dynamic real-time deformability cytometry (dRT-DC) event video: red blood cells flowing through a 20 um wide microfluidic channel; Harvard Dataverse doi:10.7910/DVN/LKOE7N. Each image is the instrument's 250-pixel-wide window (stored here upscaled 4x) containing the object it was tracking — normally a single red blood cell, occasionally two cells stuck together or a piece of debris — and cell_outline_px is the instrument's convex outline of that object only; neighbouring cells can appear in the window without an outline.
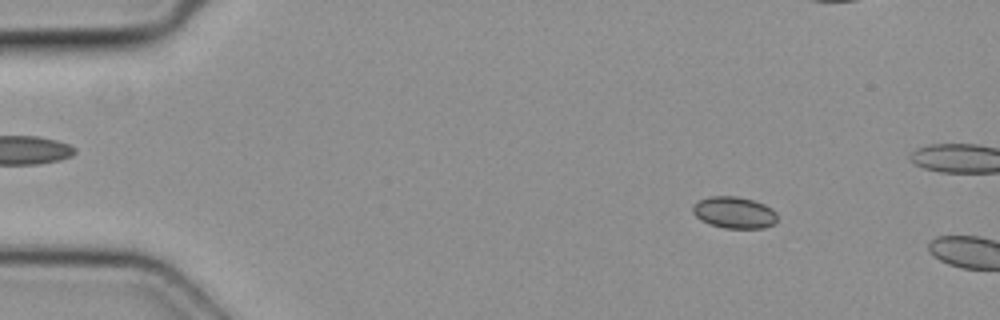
{"species": "common noctule bat (a hibernating species)", "species_latin": "Nyctalus noctula", "temperature_condition": "cold", "stored_images_in_passage": 9, "camera_frame_rate_fps": 3000, "um_per_image_px": 0.085, "animal": {"sex": "female", "body_mass_g": 19.3, "forearm_length_mm": 54.1}, "frame": {"image": 1, "passage_image": 7, "time_ms": 2.0, "image_size_px": [1000, 320], "cell_outline_px": [[776, 220], [772, 224], [764, 228], [724, 228], [700, 220], [692, 212], [692, 204], [700, 200], [712, 196], [736, 196], [752, 200], [764, 204], [772, 208], [776, 212]], "centroid_in_image_um": [62.39, 18.06], "position_along_channel_um": 22.6, "area_um2": 15.49}}